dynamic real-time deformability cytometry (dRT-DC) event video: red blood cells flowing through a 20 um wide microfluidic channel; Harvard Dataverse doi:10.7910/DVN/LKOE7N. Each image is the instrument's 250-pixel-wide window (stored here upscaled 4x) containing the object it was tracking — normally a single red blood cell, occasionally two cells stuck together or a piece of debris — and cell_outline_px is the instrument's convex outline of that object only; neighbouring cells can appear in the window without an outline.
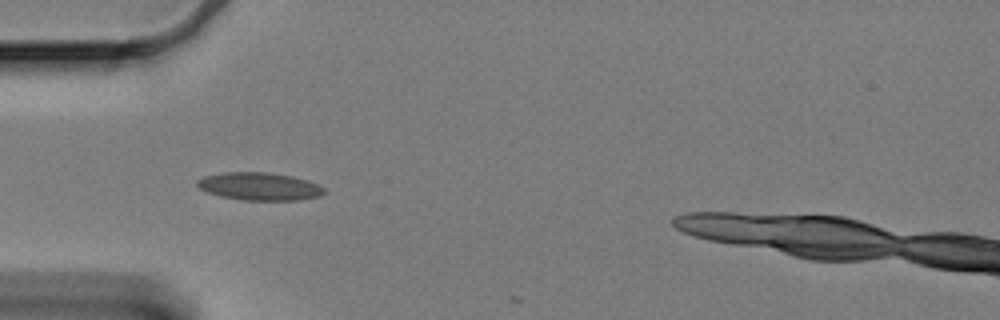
{"species": "Egyptian fruit bat (a non-hibernating species)", "species_latin": "Rousettus aegyptiacus", "temperature_condition": "cold", "stored_images_in_passage": 3, "camera_frame_rate_fps": 3000, "um_per_image_px": 0.085, "animal": {"sex": "female"}, "frame": {"image": 1, "passage_image": 1, "time_ms": 0.0, "image_size_px": [1000, 320], "cell_outline_px": [[324, 192], [320, 196], [300, 200], [240, 200], [220, 196], [208, 192], [200, 188], [196, 184], [196, 180], [204, 176], [224, 172], [268, 172], [292, 176], [308, 180], [324, 188]], "centroid_in_image_um": [22.04, 15.84], "position_along_channel_um": 63.0, "area_um2": 20.58}}